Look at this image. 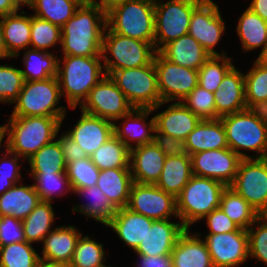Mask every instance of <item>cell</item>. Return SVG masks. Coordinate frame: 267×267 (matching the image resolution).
I'll return each mask as SVG.
<instances>
[{"mask_svg":"<svg viewBox=\"0 0 267 267\" xmlns=\"http://www.w3.org/2000/svg\"><path fill=\"white\" fill-rule=\"evenodd\" d=\"M106 12L96 3L80 5L61 27V55L80 57L102 56Z\"/></svg>","mask_w":267,"mask_h":267,"instance_id":"6da1fadb","label":"cell"},{"mask_svg":"<svg viewBox=\"0 0 267 267\" xmlns=\"http://www.w3.org/2000/svg\"><path fill=\"white\" fill-rule=\"evenodd\" d=\"M106 75L102 56L80 57L61 55L57 79L62 99L75 110L87 99L90 90Z\"/></svg>","mask_w":267,"mask_h":267,"instance_id":"7a4b0ae2","label":"cell"},{"mask_svg":"<svg viewBox=\"0 0 267 267\" xmlns=\"http://www.w3.org/2000/svg\"><path fill=\"white\" fill-rule=\"evenodd\" d=\"M228 148L242 159L267 157V114L265 110L245 109L220 117ZM249 151L251 155H249Z\"/></svg>","mask_w":267,"mask_h":267,"instance_id":"3957f363","label":"cell"},{"mask_svg":"<svg viewBox=\"0 0 267 267\" xmlns=\"http://www.w3.org/2000/svg\"><path fill=\"white\" fill-rule=\"evenodd\" d=\"M65 117L26 116L5 119L8 150L25 161L56 139Z\"/></svg>","mask_w":267,"mask_h":267,"instance_id":"277c9868","label":"cell"},{"mask_svg":"<svg viewBox=\"0 0 267 267\" xmlns=\"http://www.w3.org/2000/svg\"><path fill=\"white\" fill-rule=\"evenodd\" d=\"M227 186L222 182L193 175L176 198L177 213L182 225L191 229L214 209L220 206Z\"/></svg>","mask_w":267,"mask_h":267,"instance_id":"5b68a950","label":"cell"},{"mask_svg":"<svg viewBox=\"0 0 267 267\" xmlns=\"http://www.w3.org/2000/svg\"><path fill=\"white\" fill-rule=\"evenodd\" d=\"M106 26L113 33L154 45V0H128L113 7L106 13Z\"/></svg>","mask_w":267,"mask_h":267,"instance_id":"8992f818","label":"cell"},{"mask_svg":"<svg viewBox=\"0 0 267 267\" xmlns=\"http://www.w3.org/2000/svg\"><path fill=\"white\" fill-rule=\"evenodd\" d=\"M62 96L56 76L44 80L25 81L13 112L8 117H66L68 106L60 105Z\"/></svg>","mask_w":267,"mask_h":267,"instance_id":"52a82bcc","label":"cell"},{"mask_svg":"<svg viewBox=\"0 0 267 267\" xmlns=\"http://www.w3.org/2000/svg\"><path fill=\"white\" fill-rule=\"evenodd\" d=\"M156 52L154 45L149 42L113 33L107 26L104 30L101 54L108 76L114 70L149 65Z\"/></svg>","mask_w":267,"mask_h":267,"instance_id":"ba28073f","label":"cell"},{"mask_svg":"<svg viewBox=\"0 0 267 267\" xmlns=\"http://www.w3.org/2000/svg\"><path fill=\"white\" fill-rule=\"evenodd\" d=\"M203 1L154 0V47L157 52L172 40L188 34L192 13Z\"/></svg>","mask_w":267,"mask_h":267,"instance_id":"9c48e42d","label":"cell"},{"mask_svg":"<svg viewBox=\"0 0 267 267\" xmlns=\"http://www.w3.org/2000/svg\"><path fill=\"white\" fill-rule=\"evenodd\" d=\"M109 76L134 108H154L162 102L154 61L146 66L114 70Z\"/></svg>","mask_w":267,"mask_h":267,"instance_id":"30bf717a","label":"cell"},{"mask_svg":"<svg viewBox=\"0 0 267 267\" xmlns=\"http://www.w3.org/2000/svg\"><path fill=\"white\" fill-rule=\"evenodd\" d=\"M213 0H204L192 13L188 34L195 38L212 55H227L223 48L216 50L226 32L221 9Z\"/></svg>","mask_w":267,"mask_h":267,"instance_id":"8fae6325","label":"cell"},{"mask_svg":"<svg viewBox=\"0 0 267 267\" xmlns=\"http://www.w3.org/2000/svg\"><path fill=\"white\" fill-rule=\"evenodd\" d=\"M259 214L267 209V158L240 161L238 172L229 186Z\"/></svg>","mask_w":267,"mask_h":267,"instance_id":"7c38bea8","label":"cell"},{"mask_svg":"<svg viewBox=\"0 0 267 267\" xmlns=\"http://www.w3.org/2000/svg\"><path fill=\"white\" fill-rule=\"evenodd\" d=\"M133 108L110 76L105 75L90 90L79 110L114 123Z\"/></svg>","mask_w":267,"mask_h":267,"instance_id":"4fadbf2b","label":"cell"},{"mask_svg":"<svg viewBox=\"0 0 267 267\" xmlns=\"http://www.w3.org/2000/svg\"><path fill=\"white\" fill-rule=\"evenodd\" d=\"M153 61L162 102H182L198 85V70L174 64L159 52Z\"/></svg>","mask_w":267,"mask_h":267,"instance_id":"5bb4252c","label":"cell"},{"mask_svg":"<svg viewBox=\"0 0 267 267\" xmlns=\"http://www.w3.org/2000/svg\"><path fill=\"white\" fill-rule=\"evenodd\" d=\"M127 208L153 220L179 219L176 198L155 184L133 182Z\"/></svg>","mask_w":267,"mask_h":267,"instance_id":"9a60e30c","label":"cell"},{"mask_svg":"<svg viewBox=\"0 0 267 267\" xmlns=\"http://www.w3.org/2000/svg\"><path fill=\"white\" fill-rule=\"evenodd\" d=\"M195 232L206 243L214 267H240L249 260L247 230L239 228L222 234Z\"/></svg>","mask_w":267,"mask_h":267,"instance_id":"2e32d148","label":"cell"},{"mask_svg":"<svg viewBox=\"0 0 267 267\" xmlns=\"http://www.w3.org/2000/svg\"><path fill=\"white\" fill-rule=\"evenodd\" d=\"M193 175L206 177L230 186L242 158L230 148L206 150L191 154Z\"/></svg>","mask_w":267,"mask_h":267,"instance_id":"e0dca14e","label":"cell"},{"mask_svg":"<svg viewBox=\"0 0 267 267\" xmlns=\"http://www.w3.org/2000/svg\"><path fill=\"white\" fill-rule=\"evenodd\" d=\"M151 114H153L151 108H133L113 123L114 135L130 150L152 143L156 128L154 116L148 120Z\"/></svg>","mask_w":267,"mask_h":267,"instance_id":"ac0fdd59","label":"cell"},{"mask_svg":"<svg viewBox=\"0 0 267 267\" xmlns=\"http://www.w3.org/2000/svg\"><path fill=\"white\" fill-rule=\"evenodd\" d=\"M160 107H164L166 109L158 112ZM151 109L153 111L152 115L155 119L156 131L170 135L177 139H182L183 141L186 140L188 135L194 130L195 126L201 120L182 102H161ZM156 111L158 113H155Z\"/></svg>","mask_w":267,"mask_h":267,"instance_id":"d6986e66","label":"cell"},{"mask_svg":"<svg viewBox=\"0 0 267 267\" xmlns=\"http://www.w3.org/2000/svg\"><path fill=\"white\" fill-rule=\"evenodd\" d=\"M75 125L64 131L90 157L101 145L114 135L113 122L80 110Z\"/></svg>","mask_w":267,"mask_h":267,"instance_id":"ffe728a7","label":"cell"},{"mask_svg":"<svg viewBox=\"0 0 267 267\" xmlns=\"http://www.w3.org/2000/svg\"><path fill=\"white\" fill-rule=\"evenodd\" d=\"M172 220H154L144 240L133 253L149 256L171 254L178 237L186 230L180 219L177 222Z\"/></svg>","mask_w":267,"mask_h":267,"instance_id":"44dd1931","label":"cell"},{"mask_svg":"<svg viewBox=\"0 0 267 267\" xmlns=\"http://www.w3.org/2000/svg\"><path fill=\"white\" fill-rule=\"evenodd\" d=\"M234 66L223 78L214 93L216 119L247 109L244 72Z\"/></svg>","mask_w":267,"mask_h":267,"instance_id":"7402d4cb","label":"cell"},{"mask_svg":"<svg viewBox=\"0 0 267 267\" xmlns=\"http://www.w3.org/2000/svg\"><path fill=\"white\" fill-rule=\"evenodd\" d=\"M166 155L154 143L130 150V170L133 182L155 184L162 173Z\"/></svg>","mask_w":267,"mask_h":267,"instance_id":"603a6c76","label":"cell"},{"mask_svg":"<svg viewBox=\"0 0 267 267\" xmlns=\"http://www.w3.org/2000/svg\"><path fill=\"white\" fill-rule=\"evenodd\" d=\"M74 225L56 226L41 242L42 252L39 253L41 260L50 262H71L79 237L82 235Z\"/></svg>","mask_w":267,"mask_h":267,"instance_id":"cb8c5ba5","label":"cell"},{"mask_svg":"<svg viewBox=\"0 0 267 267\" xmlns=\"http://www.w3.org/2000/svg\"><path fill=\"white\" fill-rule=\"evenodd\" d=\"M153 219L136 213L127 207L117 209L116 214L106 226L121 240L124 245L134 252L152 226Z\"/></svg>","mask_w":267,"mask_h":267,"instance_id":"d4e9b609","label":"cell"},{"mask_svg":"<svg viewBox=\"0 0 267 267\" xmlns=\"http://www.w3.org/2000/svg\"><path fill=\"white\" fill-rule=\"evenodd\" d=\"M171 259L173 267H214L206 243L190 229L178 237Z\"/></svg>","mask_w":267,"mask_h":267,"instance_id":"484cf974","label":"cell"},{"mask_svg":"<svg viewBox=\"0 0 267 267\" xmlns=\"http://www.w3.org/2000/svg\"><path fill=\"white\" fill-rule=\"evenodd\" d=\"M168 61L198 70L211 56L203 46L189 34L172 40L158 51Z\"/></svg>","mask_w":267,"mask_h":267,"instance_id":"4316f807","label":"cell"},{"mask_svg":"<svg viewBox=\"0 0 267 267\" xmlns=\"http://www.w3.org/2000/svg\"><path fill=\"white\" fill-rule=\"evenodd\" d=\"M72 194H76L84 200L87 199V202L83 204L74 203L75 205L71 208L73 213L83 215L86 221L90 218L106 227L117 212L104 192L96 185L75 189Z\"/></svg>","mask_w":267,"mask_h":267,"instance_id":"83f0119b","label":"cell"},{"mask_svg":"<svg viewBox=\"0 0 267 267\" xmlns=\"http://www.w3.org/2000/svg\"><path fill=\"white\" fill-rule=\"evenodd\" d=\"M14 184L0 195V216L25 219L41 201L33 184Z\"/></svg>","mask_w":267,"mask_h":267,"instance_id":"f1b7e54d","label":"cell"},{"mask_svg":"<svg viewBox=\"0 0 267 267\" xmlns=\"http://www.w3.org/2000/svg\"><path fill=\"white\" fill-rule=\"evenodd\" d=\"M27 14L21 8L13 14L0 17L4 42L12 58L30 48L31 14Z\"/></svg>","mask_w":267,"mask_h":267,"instance_id":"f546056e","label":"cell"},{"mask_svg":"<svg viewBox=\"0 0 267 267\" xmlns=\"http://www.w3.org/2000/svg\"><path fill=\"white\" fill-rule=\"evenodd\" d=\"M189 154L228 148L222 120L201 119L185 140Z\"/></svg>","mask_w":267,"mask_h":267,"instance_id":"4dcf8cb0","label":"cell"},{"mask_svg":"<svg viewBox=\"0 0 267 267\" xmlns=\"http://www.w3.org/2000/svg\"><path fill=\"white\" fill-rule=\"evenodd\" d=\"M133 179L130 168L100 170L98 186L116 209L127 207Z\"/></svg>","mask_w":267,"mask_h":267,"instance_id":"1f68e13d","label":"cell"},{"mask_svg":"<svg viewBox=\"0 0 267 267\" xmlns=\"http://www.w3.org/2000/svg\"><path fill=\"white\" fill-rule=\"evenodd\" d=\"M192 176L191 156H166L155 185L177 198Z\"/></svg>","mask_w":267,"mask_h":267,"instance_id":"d6a6232c","label":"cell"},{"mask_svg":"<svg viewBox=\"0 0 267 267\" xmlns=\"http://www.w3.org/2000/svg\"><path fill=\"white\" fill-rule=\"evenodd\" d=\"M240 15L235 33L242 51L247 53L260 48L261 51L267 45V22L248 7Z\"/></svg>","mask_w":267,"mask_h":267,"instance_id":"836d02e7","label":"cell"},{"mask_svg":"<svg viewBox=\"0 0 267 267\" xmlns=\"http://www.w3.org/2000/svg\"><path fill=\"white\" fill-rule=\"evenodd\" d=\"M21 53L17 54L14 59L22 56L23 64L21 65L25 69L20 66V70L25 81L44 80L57 76L59 55L55 51L49 53L29 48Z\"/></svg>","mask_w":267,"mask_h":267,"instance_id":"e575fe53","label":"cell"},{"mask_svg":"<svg viewBox=\"0 0 267 267\" xmlns=\"http://www.w3.org/2000/svg\"><path fill=\"white\" fill-rule=\"evenodd\" d=\"M55 215L52 202L40 201L35 209L22 220L25 239L28 243L41 244L54 227Z\"/></svg>","mask_w":267,"mask_h":267,"instance_id":"d590c367","label":"cell"},{"mask_svg":"<svg viewBox=\"0 0 267 267\" xmlns=\"http://www.w3.org/2000/svg\"><path fill=\"white\" fill-rule=\"evenodd\" d=\"M26 163L30 166L25 170L28 174L66 173L67 164L57 139L40 148Z\"/></svg>","mask_w":267,"mask_h":267,"instance_id":"8d00e7d4","label":"cell"},{"mask_svg":"<svg viewBox=\"0 0 267 267\" xmlns=\"http://www.w3.org/2000/svg\"><path fill=\"white\" fill-rule=\"evenodd\" d=\"M99 170L130 168V149L115 135L90 156Z\"/></svg>","mask_w":267,"mask_h":267,"instance_id":"74e56055","label":"cell"},{"mask_svg":"<svg viewBox=\"0 0 267 267\" xmlns=\"http://www.w3.org/2000/svg\"><path fill=\"white\" fill-rule=\"evenodd\" d=\"M245 99L248 109H267V68L253 60V65L244 72Z\"/></svg>","mask_w":267,"mask_h":267,"instance_id":"f35d334b","label":"cell"},{"mask_svg":"<svg viewBox=\"0 0 267 267\" xmlns=\"http://www.w3.org/2000/svg\"><path fill=\"white\" fill-rule=\"evenodd\" d=\"M219 207L233 222L245 230L259 218V213L229 186L222 193Z\"/></svg>","mask_w":267,"mask_h":267,"instance_id":"ab89813d","label":"cell"},{"mask_svg":"<svg viewBox=\"0 0 267 267\" xmlns=\"http://www.w3.org/2000/svg\"><path fill=\"white\" fill-rule=\"evenodd\" d=\"M79 7L74 0H31L28 9L34 12L32 15L61 28Z\"/></svg>","mask_w":267,"mask_h":267,"instance_id":"60d3db41","label":"cell"},{"mask_svg":"<svg viewBox=\"0 0 267 267\" xmlns=\"http://www.w3.org/2000/svg\"><path fill=\"white\" fill-rule=\"evenodd\" d=\"M230 55H212L198 69V85L215 93L224 76L235 66Z\"/></svg>","mask_w":267,"mask_h":267,"instance_id":"b9f144b4","label":"cell"},{"mask_svg":"<svg viewBox=\"0 0 267 267\" xmlns=\"http://www.w3.org/2000/svg\"><path fill=\"white\" fill-rule=\"evenodd\" d=\"M41 201L54 202V198L73 193L66 173L28 174Z\"/></svg>","mask_w":267,"mask_h":267,"instance_id":"7bdbcfd3","label":"cell"},{"mask_svg":"<svg viewBox=\"0 0 267 267\" xmlns=\"http://www.w3.org/2000/svg\"><path fill=\"white\" fill-rule=\"evenodd\" d=\"M93 237V234L91 236L82 234L79 237L70 262L72 267H99L107 262L104 243L96 241Z\"/></svg>","mask_w":267,"mask_h":267,"instance_id":"ee69618b","label":"cell"},{"mask_svg":"<svg viewBox=\"0 0 267 267\" xmlns=\"http://www.w3.org/2000/svg\"><path fill=\"white\" fill-rule=\"evenodd\" d=\"M30 48L47 51L54 49L59 52L61 45V28L53 23L31 14ZM59 45V46H58Z\"/></svg>","mask_w":267,"mask_h":267,"instance_id":"f6af8a7d","label":"cell"},{"mask_svg":"<svg viewBox=\"0 0 267 267\" xmlns=\"http://www.w3.org/2000/svg\"><path fill=\"white\" fill-rule=\"evenodd\" d=\"M34 246L27 241L1 246L0 267H37L40 251Z\"/></svg>","mask_w":267,"mask_h":267,"instance_id":"bcb514c9","label":"cell"},{"mask_svg":"<svg viewBox=\"0 0 267 267\" xmlns=\"http://www.w3.org/2000/svg\"><path fill=\"white\" fill-rule=\"evenodd\" d=\"M66 174L72 190H75L95 186L100 170L93 164L91 158L88 157L67 163Z\"/></svg>","mask_w":267,"mask_h":267,"instance_id":"7dc6e473","label":"cell"},{"mask_svg":"<svg viewBox=\"0 0 267 267\" xmlns=\"http://www.w3.org/2000/svg\"><path fill=\"white\" fill-rule=\"evenodd\" d=\"M24 82L20 68L11 64H0V104L13 105Z\"/></svg>","mask_w":267,"mask_h":267,"instance_id":"c3c4849f","label":"cell"},{"mask_svg":"<svg viewBox=\"0 0 267 267\" xmlns=\"http://www.w3.org/2000/svg\"><path fill=\"white\" fill-rule=\"evenodd\" d=\"M214 93L197 85L182 103L200 119H216Z\"/></svg>","mask_w":267,"mask_h":267,"instance_id":"681fc988","label":"cell"},{"mask_svg":"<svg viewBox=\"0 0 267 267\" xmlns=\"http://www.w3.org/2000/svg\"><path fill=\"white\" fill-rule=\"evenodd\" d=\"M249 260L267 266V224L259 217L248 229Z\"/></svg>","mask_w":267,"mask_h":267,"instance_id":"f907efd6","label":"cell"},{"mask_svg":"<svg viewBox=\"0 0 267 267\" xmlns=\"http://www.w3.org/2000/svg\"><path fill=\"white\" fill-rule=\"evenodd\" d=\"M26 241L23 222L12 216H0V244H9Z\"/></svg>","mask_w":267,"mask_h":267,"instance_id":"816d5d0a","label":"cell"},{"mask_svg":"<svg viewBox=\"0 0 267 267\" xmlns=\"http://www.w3.org/2000/svg\"><path fill=\"white\" fill-rule=\"evenodd\" d=\"M23 158L8 149L0 155V177L8 178L13 184L24 181L22 177Z\"/></svg>","mask_w":267,"mask_h":267,"instance_id":"f5cc1de1","label":"cell"},{"mask_svg":"<svg viewBox=\"0 0 267 267\" xmlns=\"http://www.w3.org/2000/svg\"><path fill=\"white\" fill-rule=\"evenodd\" d=\"M201 221H205L208 232L206 234H222L237 231L240 227L233 222L224 212L218 207L207 214Z\"/></svg>","mask_w":267,"mask_h":267,"instance_id":"db71d44e","label":"cell"},{"mask_svg":"<svg viewBox=\"0 0 267 267\" xmlns=\"http://www.w3.org/2000/svg\"><path fill=\"white\" fill-rule=\"evenodd\" d=\"M166 156H190L186 142L159 131L154 132L153 141Z\"/></svg>","mask_w":267,"mask_h":267,"instance_id":"11a10c76","label":"cell"},{"mask_svg":"<svg viewBox=\"0 0 267 267\" xmlns=\"http://www.w3.org/2000/svg\"><path fill=\"white\" fill-rule=\"evenodd\" d=\"M56 139L60 143L66 164L71 161H76L77 159L89 157L86 152L64 131H62V133L58 132Z\"/></svg>","mask_w":267,"mask_h":267,"instance_id":"9f6ffc18","label":"cell"},{"mask_svg":"<svg viewBox=\"0 0 267 267\" xmlns=\"http://www.w3.org/2000/svg\"><path fill=\"white\" fill-rule=\"evenodd\" d=\"M135 256H137V260H135L134 267H173L171 254L160 256L135 254Z\"/></svg>","mask_w":267,"mask_h":267,"instance_id":"6f0895ef","label":"cell"},{"mask_svg":"<svg viewBox=\"0 0 267 267\" xmlns=\"http://www.w3.org/2000/svg\"><path fill=\"white\" fill-rule=\"evenodd\" d=\"M248 8L267 22V0H251Z\"/></svg>","mask_w":267,"mask_h":267,"instance_id":"680465c9","label":"cell"},{"mask_svg":"<svg viewBox=\"0 0 267 267\" xmlns=\"http://www.w3.org/2000/svg\"><path fill=\"white\" fill-rule=\"evenodd\" d=\"M21 7L14 0H0V17L13 14Z\"/></svg>","mask_w":267,"mask_h":267,"instance_id":"91938a15","label":"cell"},{"mask_svg":"<svg viewBox=\"0 0 267 267\" xmlns=\"http://www.w3.org/2000/svg\"><path fill=\"white\" fill-rule=\"evenodd\" d=\"M128 0H96V4L99 5L106 13L113 7L122 4Z\"/></svg>","mask_w":267,"mask_h":267,"instance_id":"94428289","label":"cell"},{"mask_svg":"<svg viewBox=\"0 0 267 267\" xmlns=\"http://www.w3.org/2000/svg\"><path fill=\"white\" fill-rule=\"evenodd\" d=\"M4 139H6L4 141ZM8 149L7 143V129L4 123L0 125V155H2ZM3 150V151H2Z\"/></svg>","mask_w":267,"mask_h":267,"instance_id":"6125c7cd","label":"cell"},{"mask_svg":"<svg viewBox=\"0 0 267 267\" xmlns=\"http://www.w3.org/2000/svg\"><path fill=\"white\" fill-rule=\"evenodd\" d=\"M6 58V59H5ZM12 59V57L8 54L5 42H4V37H3V31L1 27V21H0V60H8Z\"/></svg>","mask_w":267,"mask_h":267,"instance_id":"be15d7a7","label":"cell"},{"mask_svg":"<svg viewBox=\"0 0 267 267\" xmlns=\"http://www.w3.org/2000/svg\"><path fill=\"white\" fill-rule=\"evenodd\" d=\"M37 267H72V266L69 263L50 262L40 259Z\"/></svg>","mask_w":267,"mask_h":267,"instance_id":"e7e4bbea","label":"cell"},{"mask_svg":"<svg viewBox=\"0 0 267 267\" xmlns=\"http://www.w3.org/2000/svg\"><path fill=\"white\" fill-rule=\"evenodd\" d=\"M255 61L264 68H267V45L259 51L258 57H255Z\"/></svg>","mask_w":267,"mask_h":267,"instance_id":"03108f58","label":"cell"},{"mask_svg":"<svg viewBox=\"0 0 267 267\" xmlns=\"http://www.w3.org/2000/svg\"><path fill=\"white\" fill-rule=\"evenodd\" d=\"M14 184L8 179L0 177V195L10 189Z\"/></svg>","mask_w":267,"mask_h":267,"instance_id":"003e7915","label":"cell"},{"mask_svg":"<svg viewBox=\"0 0 267 267\" xmlns=\"http://www.w3.org/2000/svg\"><path fill=\"white\" fill-rule=\"evenodd\" d=\"M21 8L28 7L31 3V0H14Z\"/></svg>","mask_w":267,"mask_h":267,"instance_id":"a7ac6f4b","label":"cell"},{"mask_svg":"<svg viewBox=\"0 0 267 267\" xmlns=\"http://www.w3.org/2000/svg\"><path fill=\"white\" fill-rule=\"evenodd\" d=\"M76 1L79 5H91L96 2V0H74Z\"/></svg>","mask_w":267,"mask_h":267,"instance_id":"89a4df30","label":"cell"},{"mask_svg":"<svg viewBox=\"0 0 267 267\" xmlns=\"http://www.w3.org/2000/svg\"><path fill=\"white\" fill-rule=\"evenodd\" d=\"M259 217L267 224V209L259 214Z\"/></svg>","mask_w":267,"mask_h":267,"instance_id":"2644e50d","label":"cell"},{"mask_svg":"<svg viewBox=\"0 0 267 267\" xmlns=\"http://www.w3.org/2000/svg\"><path fill=\"white\" fill-rule=\"evenodd\" d=\"M99 267H116V266H112V265H110V264L107 265V262H106L104 265L99 266Z\"/></svg>","mask_w":267,"mask_h":267,"instance_id":"8c879c8a","label":"cell"}]
</instances>
